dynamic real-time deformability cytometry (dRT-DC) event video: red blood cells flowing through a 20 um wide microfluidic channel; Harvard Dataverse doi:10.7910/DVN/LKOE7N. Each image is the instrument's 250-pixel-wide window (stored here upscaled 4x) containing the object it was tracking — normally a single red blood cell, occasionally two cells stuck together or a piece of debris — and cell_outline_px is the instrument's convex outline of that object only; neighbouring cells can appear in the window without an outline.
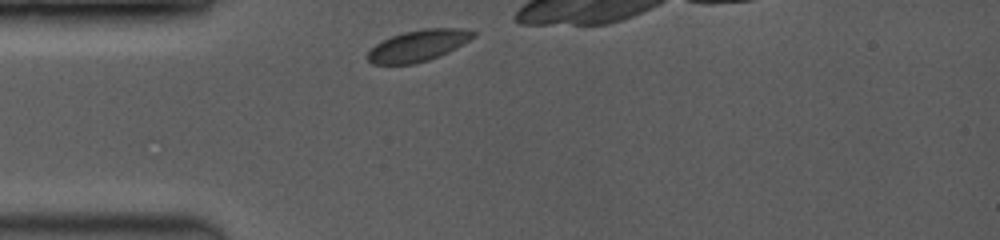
{"species": "common noctule bat (a hibernating species)", "species_latin": "Nyctalus noctula", "temperature_condition": "room temperature", "stored_images_in_passage": 1, "camera_frame_rate_fps": 3500, "um_per_image_px": 0.085, "animal": {"sex": "female", "body_mass_g": 19.0, "forearm_length_mm": 53.3}, "frame": {"image": 1, "passage_image": 1, "time_ms": 0.0, "image_size_px": [1000, 240], "cell_outline_px": [[476, 36], [448, 52], [428, 60], [412, 64], [372, 64], [364, 56], [376, 44], [392, 36], [404, 32], [424, 28], [464, 28], [476, 32]], "centroid_in_image_um": [35.54, 3.87], "position_along_channel_um": 49.5, "area_um2": 19.19}}